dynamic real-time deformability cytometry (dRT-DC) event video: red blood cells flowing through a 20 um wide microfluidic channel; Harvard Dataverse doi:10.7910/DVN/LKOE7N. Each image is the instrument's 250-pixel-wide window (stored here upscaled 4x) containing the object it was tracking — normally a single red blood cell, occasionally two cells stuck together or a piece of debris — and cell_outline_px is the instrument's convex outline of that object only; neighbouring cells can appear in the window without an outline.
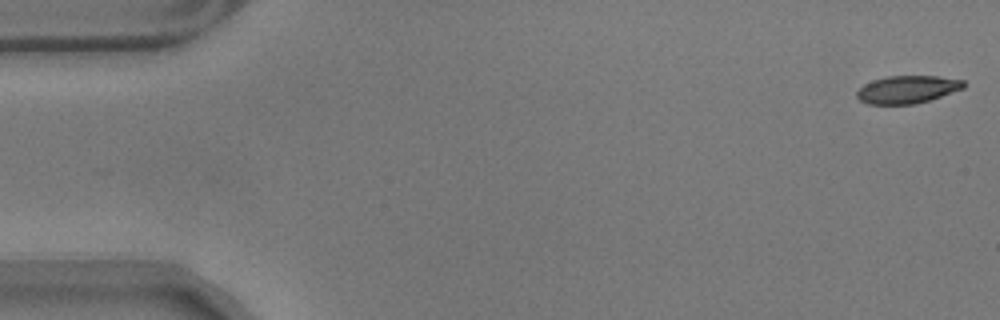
{"species": "common noctule bat (a hibernating species)", "species_latin": "Nyctalus noctula", "temperature_condition": "warm", "stored_images_in_passage": 57, "camera_frame_rate_fps": 3000, "um_per_image_px": 0.085, "animal": {"sex": "male", "body_mass_g": 17.9}, "frame": {"image": 1, "passage_image": 1, "time_ms": 0.0, "image_size_px": [1000, 320], "cell_outline_px": [[964, 88], [916, 104], [868, 104], [860, 100], [856, 96], [856, 92], [864, 84], [872, 80], [888, 76], [936, 76], [964, 80]], "centroid_in_image_um": [77.09, 7.6], "position_along_channel_um": 7.9, "area_um2": 17.11}}
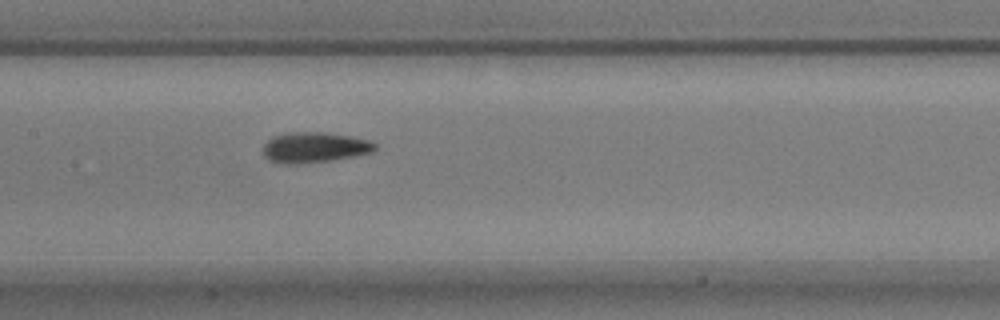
{"frame": {"image": 2, "passage_image": 27, "time_ms": 8.667, "image_size_px": [1000, 320], "cell_outline_px": [[376, 148], [372, 152], [356, 156], [332, 160], [296, 164], [284, 164], [268, 160], [264, 156], [260, 148], [272, 136], [288, 132], [324, 132], [352, 136], [372, 140], [376, 144]], "centroid_in_image_um": [26.71, 12.52], "position_along_channel_um": 180.7, "area_um2": 20.29}}
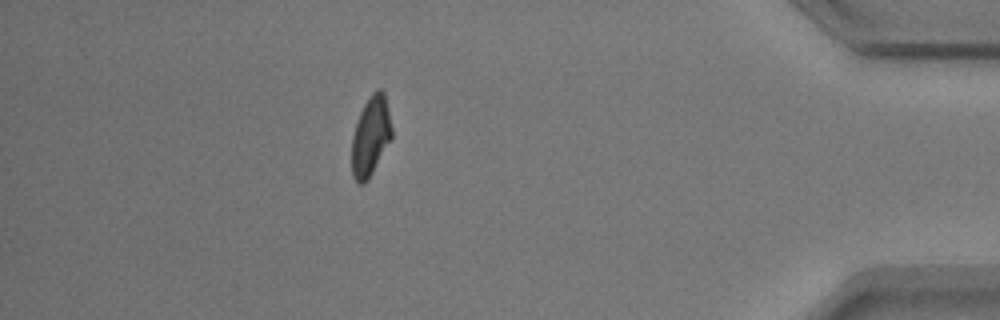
{"frame": {"image": 3, "passage_image": 50, "time_ms": 16.333, "image_size_px": [1000, 320], "cell_outline_px": [[392, 140], [368, 180], [364, 184], [360, 184], [352, 176], [352, 136], [360, 112], [364, 104], [372, 92], [376, 88], [380, 88], [384, 92], [392, 128]], "centroid_in_image_um": [31.52, 11.58], "position_along_channel_um": 403.7, "area_um2": 18.67}, "authors_computed_cell_mechanics": {"area_um2": 18.6116, "velocity_mm_per_s": 3.5274, "shape_relaxation_time_tau1_ms": 3.5923, "shape_relaxation_time_tau2_ms": 2.8719, "deformation_change_tau1": 0.1477, "deformation_change_tau2": 0.1012}}